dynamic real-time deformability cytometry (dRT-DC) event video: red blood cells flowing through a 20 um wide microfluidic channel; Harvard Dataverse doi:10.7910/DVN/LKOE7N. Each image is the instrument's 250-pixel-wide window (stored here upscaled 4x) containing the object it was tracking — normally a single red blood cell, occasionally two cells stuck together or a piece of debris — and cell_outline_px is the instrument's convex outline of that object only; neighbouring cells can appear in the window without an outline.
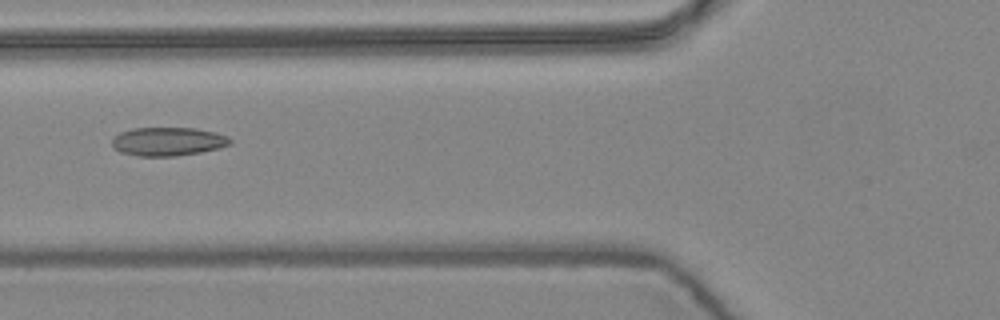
{"species": "common noctule bat (a hibernating species)", "species_latin": "Nyctalus noctula", "temperature_condition": "warm", "stored_images_in_passage": 8, "camera_frame_rate_fps": 3000, "um_per_image_px": 0.085, "animal": {"sex": "female", "body_mass_g": 24.6, "forearm_length_mm": 56.2}, "frame": {"image": 1, "passage_image": 6, "time_ms": 1.667, "image_size_px": [1000, 320], "cell_outline_px": [[232, 144], [200, 152], [176, 156], [140, 156], [120, 152], [112, 144], [112, 140], [120, 132], [132, 128], [196, 128], [216, 132], [228, 136], [232, 140]], "centroid_in_image_um": [14.3, 12.02], "position_along_channel_um": 111.5, "area_um2": 19.59}}
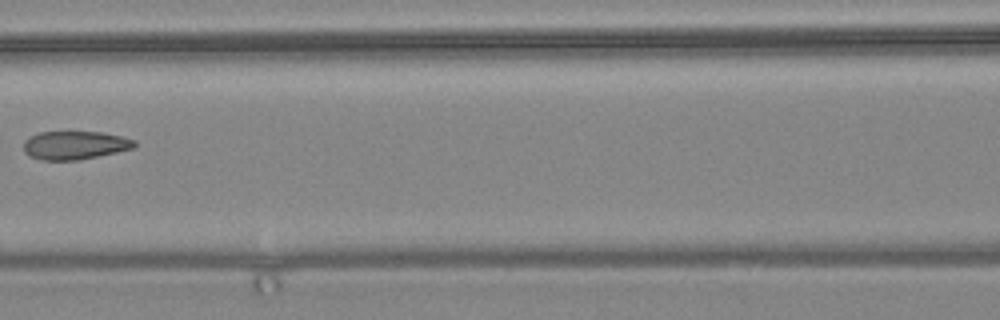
{"frame": {"image": 2, "passage_image": 7, "time_ms": 2.0, "image_size_px": [1000, 320], "cell_outline_px": [[136, 144], [132, 148], [116, 152], [80, 160], [44, 160], [28, 156], [24, 152], [24, 140], [28, 136], [40, 132], [104, 132], [136, 140]], "centroid_in_image_um": [6.33, 12.34], "position_along_channel_um": 160.3, "area_um2": 18.38}}
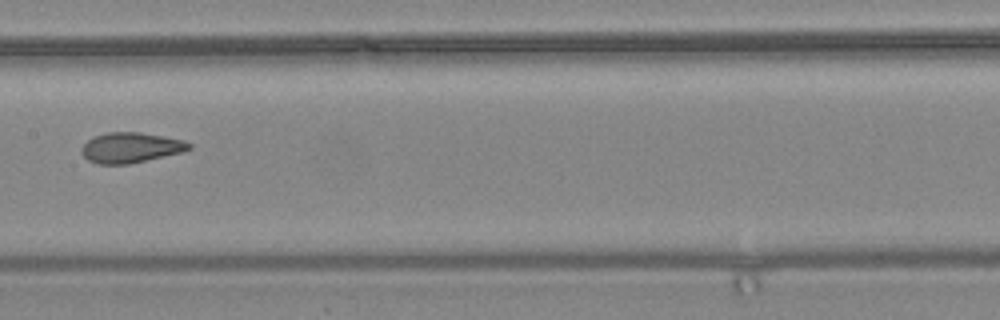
{"frame": {"image": 3, "passage_image": 8, "time_ms": 2.333, "image_size_px": [1000, 320], "cell_outline_px": [[192, 148], [184, 152], [128, 164], [100, 164], [88, 160], [80, 152], [80, 148], [92, 136], [108, 132], [140, 132], [164, 136], [184, 140], [192, 144]], "centroid_in_image_um": [11.12, 12.54], "position_along_channel_um": 196.3, "area_um2": 19.13}}